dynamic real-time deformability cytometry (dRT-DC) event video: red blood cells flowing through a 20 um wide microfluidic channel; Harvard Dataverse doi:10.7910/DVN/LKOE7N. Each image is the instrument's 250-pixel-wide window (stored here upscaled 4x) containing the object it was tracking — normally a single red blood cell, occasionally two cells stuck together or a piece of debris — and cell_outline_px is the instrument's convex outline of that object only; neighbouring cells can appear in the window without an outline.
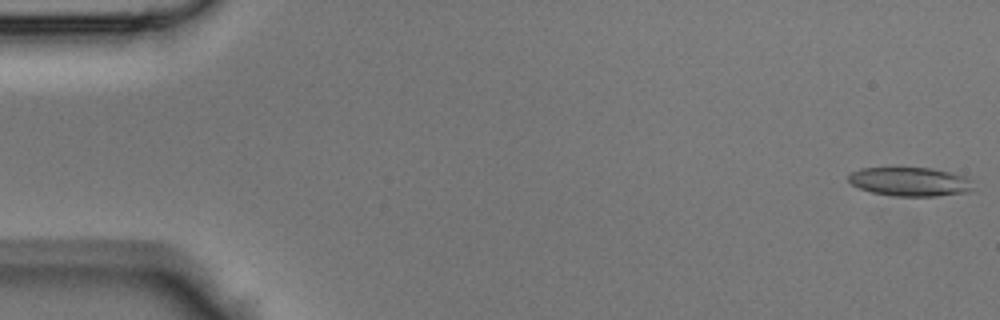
{"species": "Egyptian fruit bat (a non-hibernating species)", "species_latin": "Rousettus aegyptiacus", "temperature_condition": "room temperature", "stored_images_in_passage": 47, "camera_frame_rate_fps": 3000, "um_per_image_px": 0.085, "animal": {"sex": "male"}, "frame": {"image": 1, "passage_image": 1, "time_ms": 0.0, "image_size_px": [1000, 320], "cell_outline_px": [[976, 188], [968, 192], [936, 196], [892, 196], [872, 192], [860, 188], [852, 184], [848, 180], [848, 176], [852, 172], [860, 168], [932, 168], [964, 176], [972, 180]], "centroid_in_image_um": [77.39, 15.45], "position_along_channel_um": 7.6, "area_um2": 21.04}}
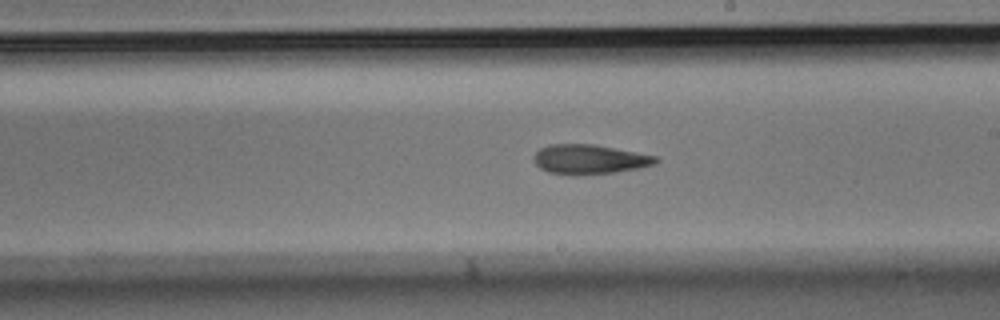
{"frame": {"image": 2, "passage_image": 27, "time_ms": 8.667, "image_size_px": [1000, 320], "cell_outline_px": [[660, 160], [656, 164], [640, 168], [616, 172], [580, 176], [572, 176], [548, 172], [540, 168], [532, 160], [532, 156], [540, 148], [548, 144], [596, 144], [656, 156]], "centroid_in_image_um": [50.08, 13.55], "position_along_channel_um": 238.9, "area_um2": 21.5}}
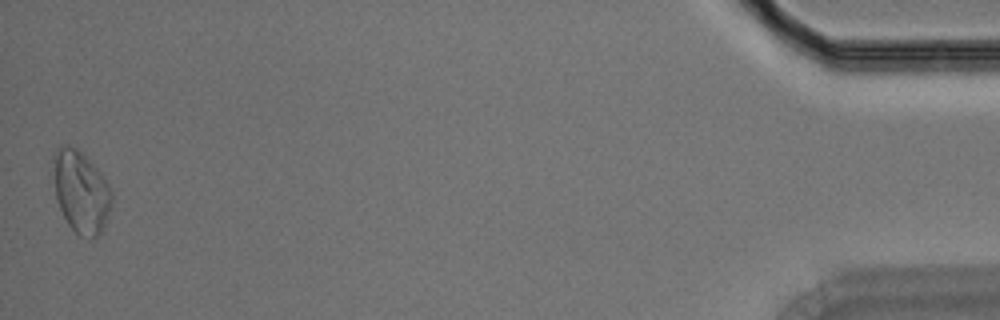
{"frame": {"image": 3, "passage_image": 47, "time_ms": 15.333, "image_size_px": [1000, 320], "cell_outline_px": [[112, 204], [104, 224], [100, 232], [96, 236], [80, 236], [68, 224], [56, 200], [52, 160], [52, 152], [60, 144], [68, 144], [76, 148], [100, 172], [112, 188]], "centroid_in_image_um": [6.85, 16.24], "position_along_channel_um": 428.3, "area_um2": 27.86}}